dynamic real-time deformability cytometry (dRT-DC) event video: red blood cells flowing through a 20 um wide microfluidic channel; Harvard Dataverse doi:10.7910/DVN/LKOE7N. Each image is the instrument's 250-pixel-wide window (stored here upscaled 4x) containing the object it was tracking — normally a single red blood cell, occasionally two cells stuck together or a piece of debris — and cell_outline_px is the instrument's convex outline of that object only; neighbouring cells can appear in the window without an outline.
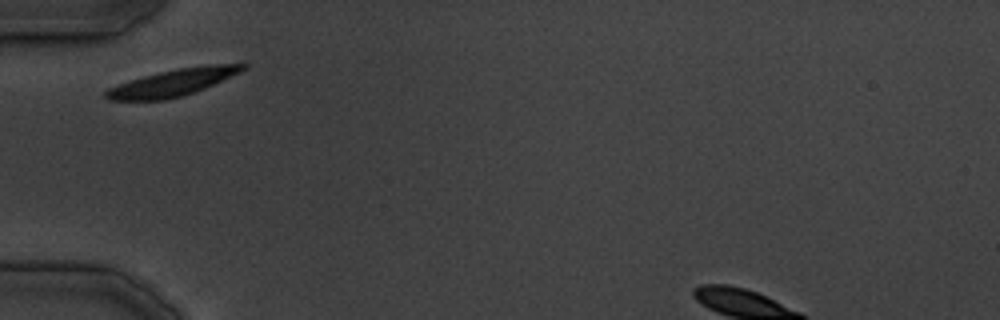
{"species": "common noctule bat (a hibernating species)", "species_latin": "Nyctalus noctula", "temperature_condition": "cold", "stored_images_in_passage": 21, "camera_frame_rate_fps": 3000, "um_per_image_px": 0.085, "animal": {"sex": "male", "body_mass_g": 19.5, "forearm_length_mm": 54.6}, "frame": {"image": 1, "passage_image": 1, "time_ms": 0.0, "image_size_px": [1000, 320], "cell_outline_px": [[248, 68], [240, 72], [204, 88], [184, 96], [164, 100], [108, 100], [104, 96], [104, 92], [108, 88], [144, 76], [160, 72], [180, 68], [208, 64], [248, 64]], "centroid_in_image_um": [14.7, 7.02], "position_along_channel_um": 70.3, "area_um2": 21.15}}